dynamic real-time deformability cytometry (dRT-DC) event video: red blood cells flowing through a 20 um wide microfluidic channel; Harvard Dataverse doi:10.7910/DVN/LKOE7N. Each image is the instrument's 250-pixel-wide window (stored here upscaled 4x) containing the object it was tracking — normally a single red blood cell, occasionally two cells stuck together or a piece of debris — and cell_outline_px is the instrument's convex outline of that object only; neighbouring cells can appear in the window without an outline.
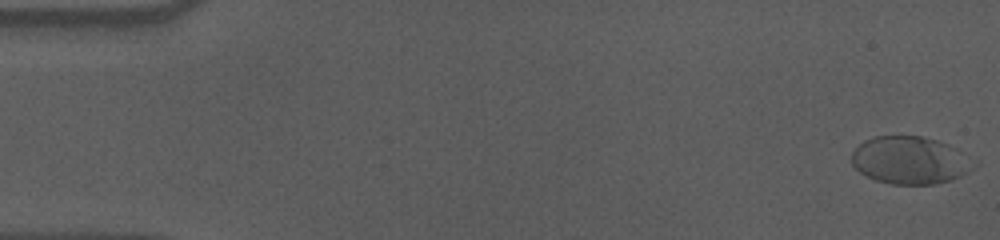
{"species": "human", "species_latin": "Homo sapiens", "temperature_condition": "cold", "stored_images_in_passage": 57, "camera_frame_rate_fps": 3000, "um_per_image_px": 0.085, "donor": {"sex": "male"}, "frame": {"image": 1, "passage_image": 1, "time_ms": 0.0, "image_size_px": [1000, 240], "cell_outline_px": [[980, 164], [976, 168], [960, 176], [948, 180], [932, 184], [892, 184], [876, 180], [860, 172], [852, 164], [852, 152], [864, 140], [872, 136], [920, 136], [940, 140], [980, 160]], "centroid_in_image_um": [77.44, 13.61], "position_along_channel_um": 7.6, "area_um2": 34.33}}
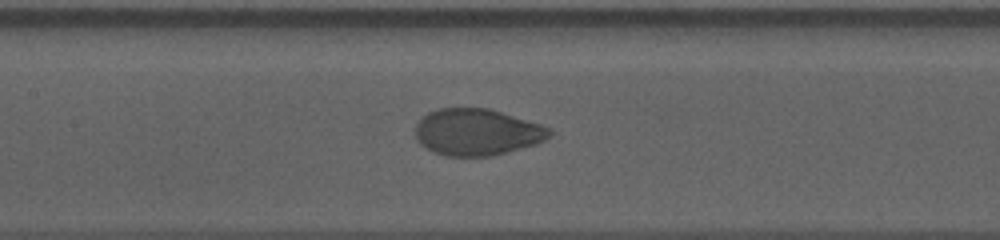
{"frame": {"image": 2, "passage_image": 27, "time_ms": 8.667, "image_size_px": [1000, 240], "cell_outline_px": [[552, 136], [536, 144], [492, 156], [448, 156], [432, 152], [420, 144], [416, 140], [416, 124], [428, 112], [440, 108], [488, 108], [540, 124], [552, 128]], "centroid_in_image_um": [40.55, 11.23], "position_along_channel_um": 166.9, "area_um2": 36.47}}
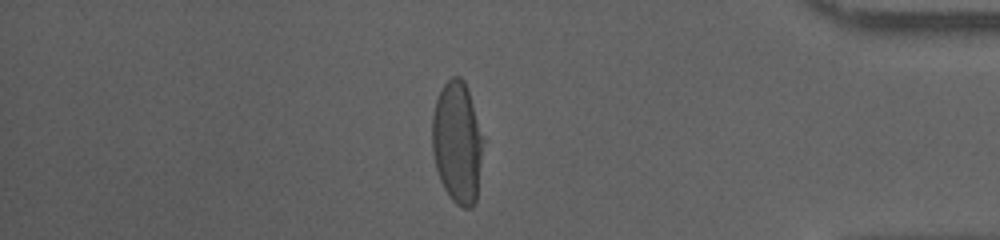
{"frame": {"image": 3, "passage_image": 49, "time_ms": 16.0, "image_size_px": [1000, 240], "cell_outline_px": [[484, 140], [476, 200], [472, 208], [464, 208], [456, 204], [452, 200], [444, 188], [440, 180], [436, 168], [432, 152], [432, 116], [436, 100], [444, 84], [452, 76], [460, 76], [464, 80], [468, 88], [484, 136]], "centroid_in_image_um": [38.88, 12.09], "position_along_channel_um": 396.3, "area_um2": 36.59}, "authors_computed_cell_mechanics": {"area_um2": 36.8186, "velocity_mm_per_s": 3.5532, "shape_relaxation_time_tau1_ms": 4.0572, "shape_relaxation_time_tau2_ms": null, "deformation_change_tau1": 0.1846, "deformation_change_tau2": null}}